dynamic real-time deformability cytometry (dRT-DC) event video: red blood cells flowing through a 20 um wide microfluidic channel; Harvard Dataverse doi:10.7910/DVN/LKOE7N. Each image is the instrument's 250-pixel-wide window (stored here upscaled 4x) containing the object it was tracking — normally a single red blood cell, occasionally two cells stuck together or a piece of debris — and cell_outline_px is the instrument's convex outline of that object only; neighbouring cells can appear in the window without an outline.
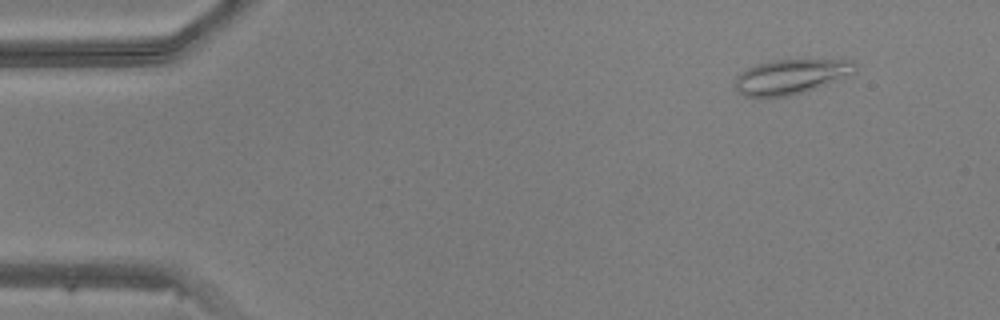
{"species": "common noctule bat (a hibernating species)", "species_latin": "Nyctalus noctula", "temperature_condition": "warm", "stored_images_in_passage": 49, "camera_frame_rate_fps": 3000, "um_per_image_px": 0.085, "animal": {"sex": "male", "body_mass_g": 20.5, "forearm_length_mm": 52.5}, "frame": {"image": 1, "passage_image": 5, "time_ms": 1.333, "image_size_px": [1000, 320], "cell_outline_px": [[856, 72], [840, 80], [816, 88], [788, 96], [744, 96], [736, 88], [736, 76], [740, 72], [756, 64], [772, 60], [856, 60]], "centroid_in_image_um": [67.28, 6.5], "position_along_channel_um": 17.7, "area_um2": 24.22}}
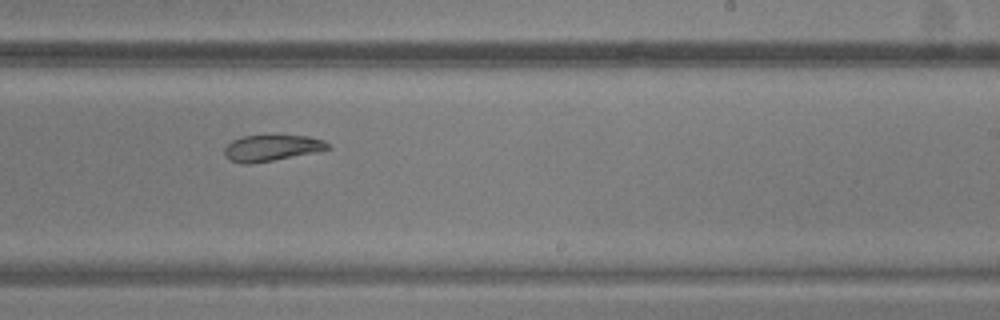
{"frame": {"image": 2, "passage_image": 30, "time_ms": 9.667, "image_size_px": [1000, 320], "cell_outline_px": [[332, 148], [272, 160], [248, 164], [244, 164], [228, 160], [224, 156], [224, 148], [232, 140], [244, 136], [308, 136], [324, 140]], "centroid_in_image_um": [23.04, 12.58], "position_along_channel_um": 266.0, "area_um2": 15.43}}
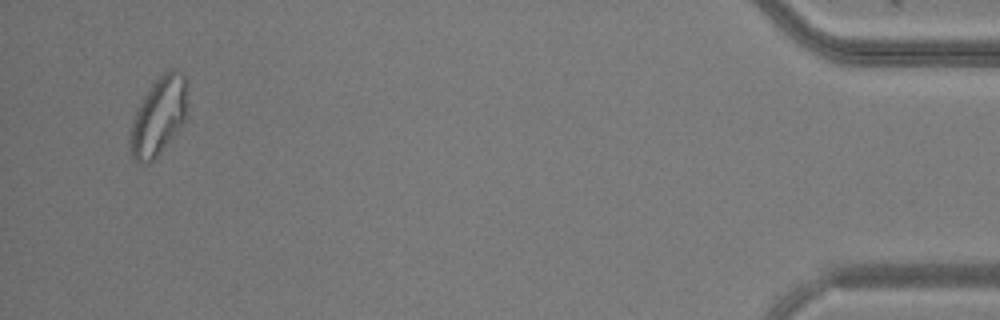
{"frame": {"image": 3, "passage_image": 47, "time_ms": 15.333, "image_size_px": [1000, 320], "cell_outline_px": [[188, 84], [184, 120], [160, 152], [148, 164], [140, 164], [132, 156], [128, 140], [128, 132], [136, 112], [144, 96], [152, 84], [168, 68], [176, 68], [184, 76]], "centroid_in_image_um": [13.46, 9.86], "position_along_channel_um": 421.7, "area_um2": 25.78}}